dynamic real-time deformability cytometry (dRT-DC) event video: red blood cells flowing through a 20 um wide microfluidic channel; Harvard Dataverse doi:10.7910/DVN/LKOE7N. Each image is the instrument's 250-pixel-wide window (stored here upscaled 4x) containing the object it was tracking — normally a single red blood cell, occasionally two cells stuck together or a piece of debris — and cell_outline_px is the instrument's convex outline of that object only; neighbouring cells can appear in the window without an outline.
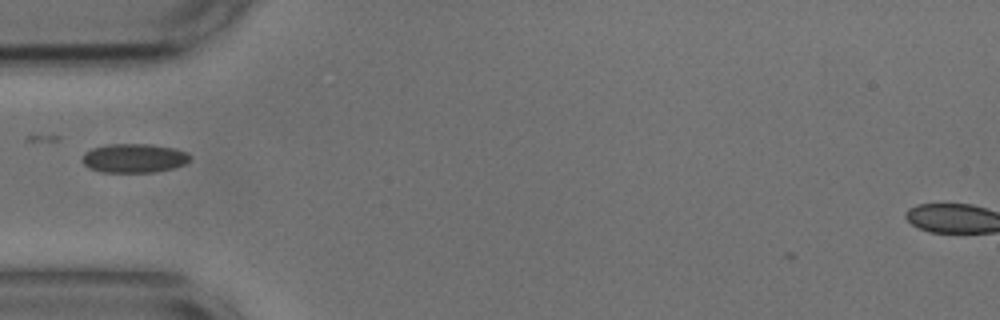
{"species": "common noctule bat (a hibernating species)", "species_latin": "Nyctalus noctula", "temperature_condition": "cold", "stored_images_in_passage": 11, "camera_frame_rate_fps": 3000, "um_per_image_px": 0.085, "animal": {"sex": "male", "body_mass_g": 17.9, "forearm_length_mm": 54.2}, "frame": {"image": 1, "passage_image": 3, "time_ms": 0.667, "image_size_px": [1000, 320], "cell_outline_px": [[192, 160], [184, 164], [172, 168], [152, 172], [100, 172], [88, 168], [84, 164], [84, 152], [92, 148], [108, 144], [152, 144], [176, 148], [188, 152], [192, 156]], "centroid_in_image_um": [11.44, 13.43], "position_along_channel_um": 73.6, "area_um2": 18.38}}
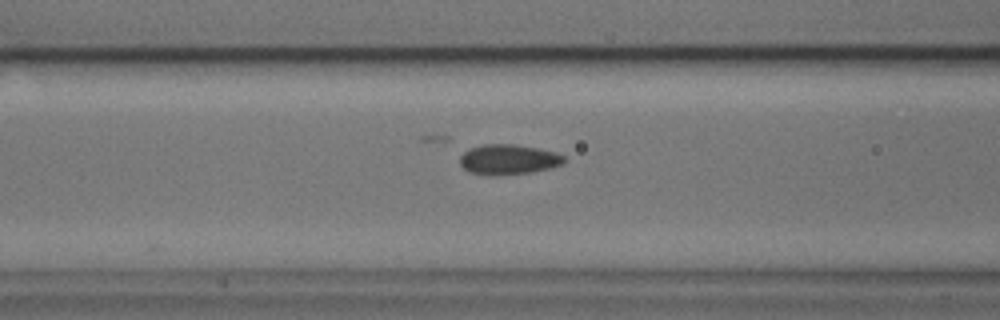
{"frame": {"image": 2, "passage_image": 7, "time_ms": 2.0, "image_size_px": [1000, 320], "cell_outline_px": [[564, 164], [532, 172], [496, 176], [488, 176], [468, 172], [460, 164], [460, 156], [464, 152], [472, 148], [484, 144], [512, 144], [540, 148], [556, 152], [564, 156]], "centroid_in_image_um": [43.21, 13.57], "position_along_channel_um": 123.4, "area_um2": 18.44}}